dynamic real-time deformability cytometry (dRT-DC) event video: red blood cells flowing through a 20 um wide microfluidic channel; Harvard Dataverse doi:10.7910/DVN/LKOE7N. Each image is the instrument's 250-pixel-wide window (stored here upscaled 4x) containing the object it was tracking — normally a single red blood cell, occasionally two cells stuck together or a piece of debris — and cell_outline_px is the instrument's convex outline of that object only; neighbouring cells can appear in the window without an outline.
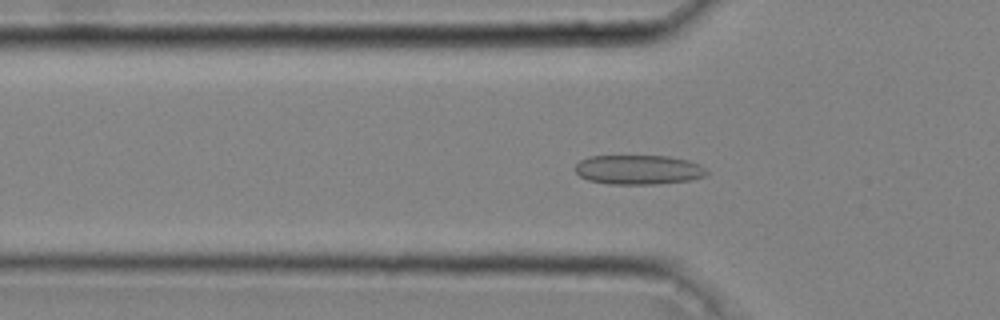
{"species": "common noctule bat (a hibernating species)", "species_latin": "Nyctalus noctula", "temperature_condition": "cold", "stored_images_in_passage": 38, "camera_frame_rate_fps": 3000, "um_per_image_px": 0.085, "animal": {"sex": "male", "body_mass_g": 20.4}, "frame": {"image": 1, "passage_image": 7, "time_ms": 2.0, "image_size_px": [1000, 320], "cell_outline_px": [[708, 172], [704, 176], [688, 180], [656, 184], [612, 184], [588, 180], [580, 176], [576, 172], [576, 164], [580, 160], [588, 156], [668, 156], [688, 160], [700, 164]], "centroid_in_image_um": [54.26, 14.42], "position_along_channel_um": 71.5, "area_um2": 22.48}}
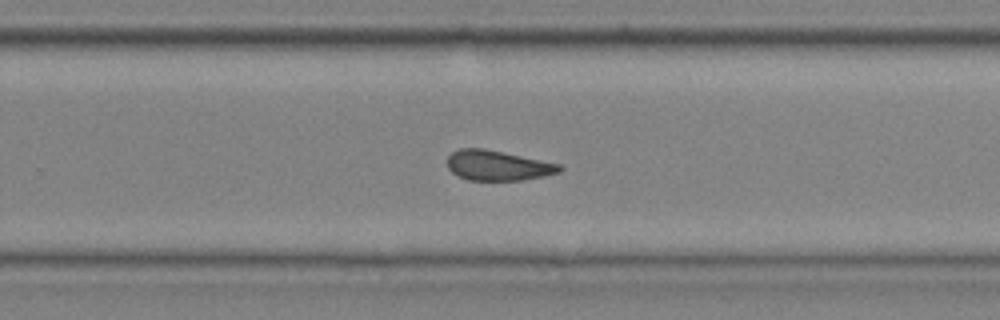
{"frame": {"image": 2, "passage_image": 23, "time_ms": 7.333, "image_size_px": [1000, 320], "cell_outline_px": [[564, 168], [560, 172], [544, 176], [520, 180], [468, 180], [456, 176], [448, 168], [448, 156], [452, 152], [460, 148], [484, 148], [560, 164]], "centroid_in_image_um": [42.3, 14.07], "position_along_channel_um": 287.5, "area_um2": 19.65}}
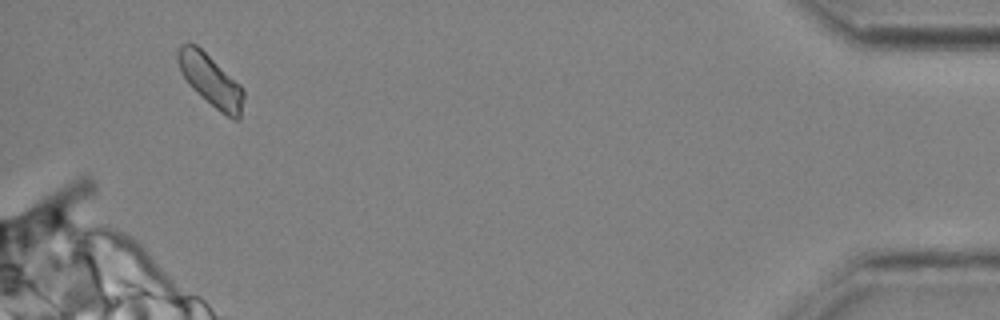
{"frame": {"image": 3, "passage_image": 37, "time_ms": 12.0, "image_size_px": [1000, 320], "cell_outline_px": [[244, 100], [240, 120], [232, 120], [220, 112], [196, 92], [192, 88], [180, 72], [176, 60], [176, 52], [180, 44], [196, 44], [240, 84], [244, 92]], "centroid_in_image_um": [17.91, 6.86], "position_along_channel_um": 417.3, "area_um2": 19.94}, "authors_computed_cell_mechanics": {"area_um2": 19.9699, "velocity_mm_per_s": 4.0489, "shape_relaxation_time_tau1_ms": null, "shape_relaxation_time_tau2_ms": 2.9435, "deformation_change_tau1": null, "deformation_change_tau2": 0.1048}}